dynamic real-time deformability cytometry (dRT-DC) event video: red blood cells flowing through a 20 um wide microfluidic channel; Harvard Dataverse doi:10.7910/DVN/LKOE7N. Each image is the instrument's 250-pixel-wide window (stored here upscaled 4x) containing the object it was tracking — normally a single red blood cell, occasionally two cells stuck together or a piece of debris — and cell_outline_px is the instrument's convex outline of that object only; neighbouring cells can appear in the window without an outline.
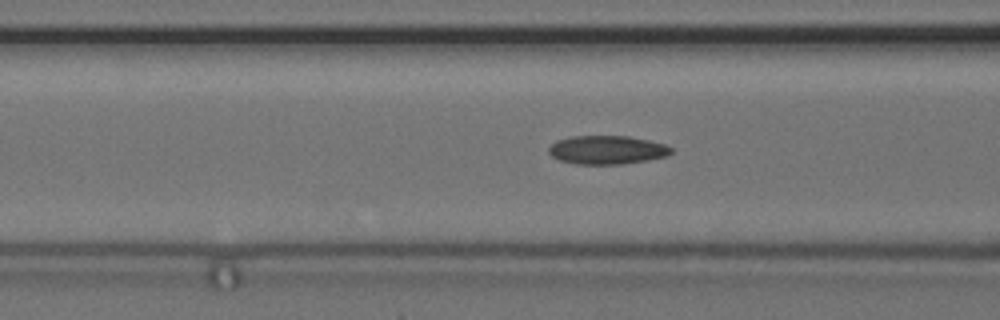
{"species": "common noctule bat (a hibernating species)", "species_latin": "Nyctalus noctula", "temperature_condition": "cold", "stored_images_in_passage": 30, "camera_frame_rate_fps": 3000, "um_per_image_px": 0.085, "animal": {"sex": "female", "body_mass_g": 24.6, "forearm_length_mm": 56.2}, "frame": {"image": 1, "passage_image": 9, "time_ms": 2.667, "image_size_px": [1000, 320], "cell_outline_px": [[672, 152], [668, 156], [648, 160], [624, 164], [576, 164], [560, 160], [552, 156], [548, 152], [548, 148], [556, 140], [572, 136], [628, 136], [648, 140], [664, 144], [672, 148]], "centroid_in_image_um": [51.6, 12.74], "position_along_channel_um": 115.0, "area_um2": 20.46}}
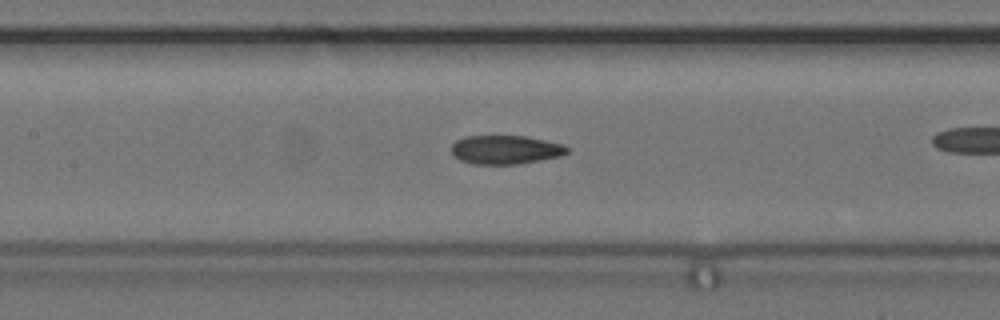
{"frame": {"image": 2, "passage_image": 13, "time_ms": 4.0, "image_size_px": [1000, 320], "cell_outline_px": [[572, 148], [568, 152], [560, 156], [540, 160], [516, 164], [472, 164], [460, 160], [452, 152], [452, 144], [456, 140], [464, 136], [528, 136], [564, 144]], "centroid_in_image_um": [43.01, 12.71], "position_along_channel_um": 164.4, "area_um2": 19.54}, "authors_computed_cell_mechanics": {"area_um2": 20.0566, "velocity_mm_per_s": 3.673, "shape_relaxation_time_tau1_ms": 11.2146, "shape_relaxation_time_tau2_ms": 2.8538, "deformation_change_tau1": 0.1892, "deformation_change_tau2": 0.091}}